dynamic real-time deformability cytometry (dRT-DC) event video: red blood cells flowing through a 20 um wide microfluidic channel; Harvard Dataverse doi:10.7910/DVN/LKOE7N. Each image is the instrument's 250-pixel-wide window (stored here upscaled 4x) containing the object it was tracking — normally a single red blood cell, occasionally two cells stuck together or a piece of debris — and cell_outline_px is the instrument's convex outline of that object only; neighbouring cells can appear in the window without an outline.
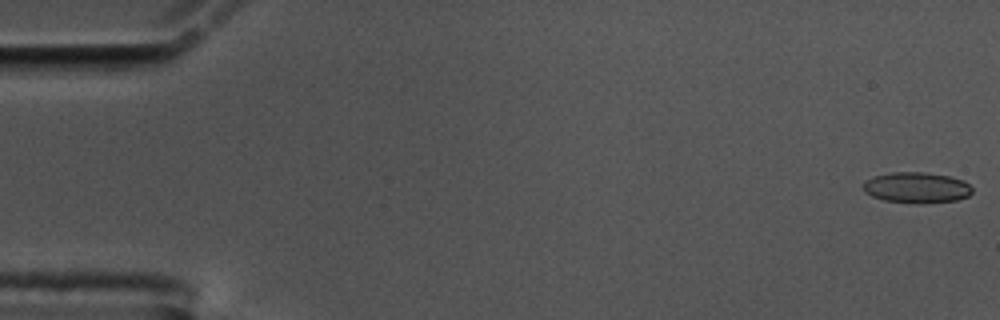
{"species": "common noctule bat (a hibernating species)", "species_latin": "Nyctalus noctula", "temperature_condition": "cold", "stored_images_in_passage": 57, "camera_frame_rate_fps": 3000, "um_per_image_px": 0.085, "animal": {"sex": "male", "body_mass_g": 17.5, "forearm_length_mm": 52.3}, "frame": {"image": 1, "passage_image": 1, "time_ms": 0.0, "image_size_px": [1000, 320], "cell_outline_px": [[972, 192], [968, 196], [956, 200], [884, 200], [872, 196], [864, 192], [864, 180], [872, 176], [892, 172], [924, 172], [948, 176], [964, 180], [972, 188]], "centroid_in_image_um": [77.88, 15.88], "position_along_channel_um": 7.1, "area_um2": 18.61}}
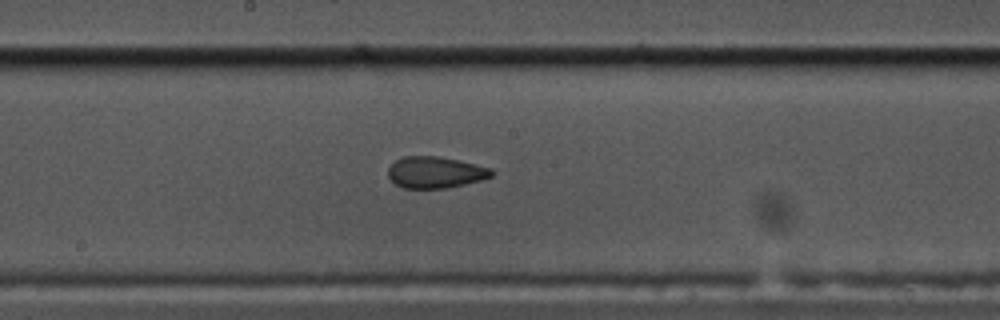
{"frame": {"image": 2, "passage_image": 30, "time_ms": 9.667, "image_size_px": [1000, 320], "cell_outline_px": [[496, 172], [492, 176], [480, 180], [448, 188], [404, 188], [396, 184], [388, 176], [388, 168], [396, 160], [404, 156], [436, 156], [456, 160], [492, 168]], "centroid_in_image_um": [37.01, 14.65], "position_along_channel_um": 211.2, "area_um2": 18.84}}
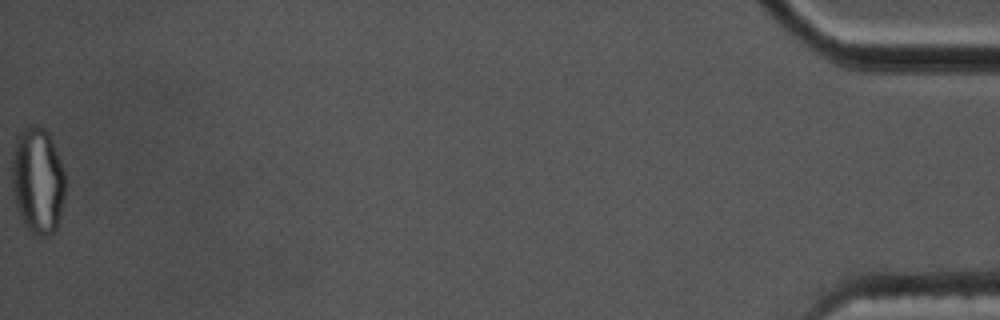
{"frame": {"image": 3, "passage_image": 57, "time_ms": 18.667, "image_size_px": [1000, 320], "cell_outline_px": [[64, 196], [56, 228], [48, 236], [40, 236], [32, 232], [24, 224], [16, 204], [12, 188], [12, 156], [16, 140], [20, 132], [28, 124], [36, 124], [44, 128], [48, 132], [52, 140], [64, 172]], "centroid_in_image_um": [3.19, 15.3], "position_along_channel_um": 432.0, "area_um2": 32.77}, "authors_computed_cell_mechanics": {"area_um2": 19.652, "velocity_mm_per_s": 3.5666, "shape_relaxation_time_tau1_ms": null, "shape_relaxation_time_tau2_ms": 2.159, "deformation_change_tau1": null, "deformation_change_tau2": 0.0673}}